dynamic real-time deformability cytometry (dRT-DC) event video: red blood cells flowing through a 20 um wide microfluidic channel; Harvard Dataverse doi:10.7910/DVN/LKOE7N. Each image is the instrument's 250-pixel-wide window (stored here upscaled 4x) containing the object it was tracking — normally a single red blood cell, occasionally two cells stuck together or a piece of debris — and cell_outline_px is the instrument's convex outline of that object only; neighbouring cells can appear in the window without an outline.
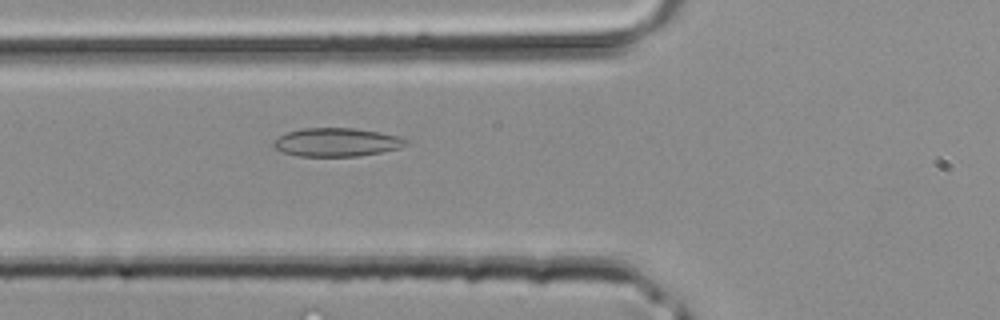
{"species": "common noctule bat (a hibernating species)", "species_latin": "Nyctalus noctula", "temperature_condition": "room temperature", "stored_images_in_passage": 26, "camera_frame_rate_fps": 3000, "um_per_image_px": 0.085, "animal": {"sex": "male", "body_mass_g": 20.4}, "frame": {"image": 1, "passage_image": 4, "time_ms": 1.0, "image_size_px": [1000, 320], "cell_outline_px": [[408, 144], [400, 148], [380, 152], [356, 156], [296, 156], [284, 152], [276, 148], [272, 144], [272, 140], [288, 132], [304, 128], [352, 128], [380, 132], [400, 136], [408, 140]], "centroid_in_image_um": [28.63, 12.09], "position_along_channel_um": 97.2, "area_um2": 21.91}}
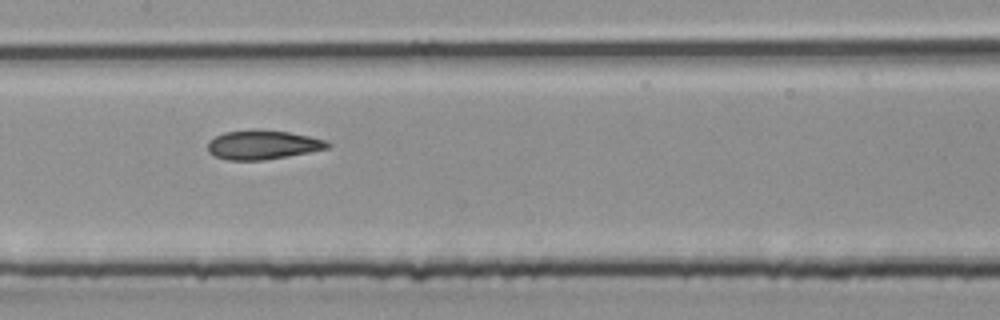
{"frame": {"image": 2, "passage_image": 9, "time_ms": 2.667, "image_size_px": [1000, 320], "cell_outline_px": [[332, 144], [328, 148], [288, 156], [264, 160], [228, 160], [216, 156], [208, 152], [208, 140], [224, 132], [288, 132], [308, 136], [324, 140]], "centroid_in_image_um": [22.32, 12.35], "position_along_channel_um": 185.1, "area_um2": 19.48}}
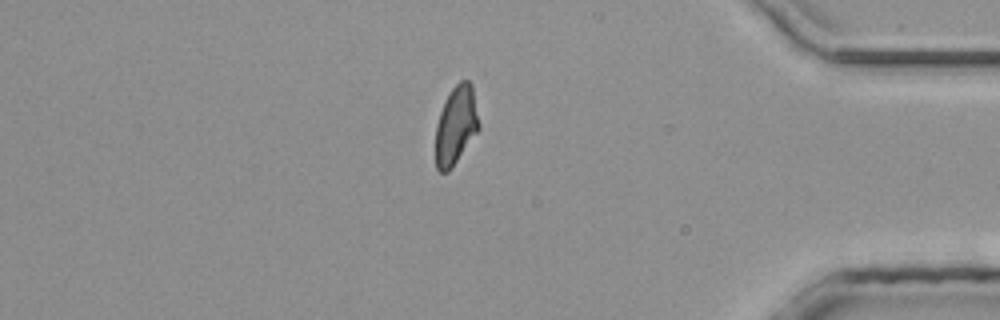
{"frame": {"image": 3, "passage_image": 23, "time_ms": 7.333, "image_size_px": [1000, 320], "cell_outline_px": [[480, 128], [452, 168], [448, 172], [440, 172], [436, 168], [436, 124], [444, 100], [452, 88], [460, 80], [468, 80], [472, 84], [480, 124]], "centroid_in_image_um": [38.76, 10.64], "position_along_channel_um": 396.4, "area_um2": 19.94}}